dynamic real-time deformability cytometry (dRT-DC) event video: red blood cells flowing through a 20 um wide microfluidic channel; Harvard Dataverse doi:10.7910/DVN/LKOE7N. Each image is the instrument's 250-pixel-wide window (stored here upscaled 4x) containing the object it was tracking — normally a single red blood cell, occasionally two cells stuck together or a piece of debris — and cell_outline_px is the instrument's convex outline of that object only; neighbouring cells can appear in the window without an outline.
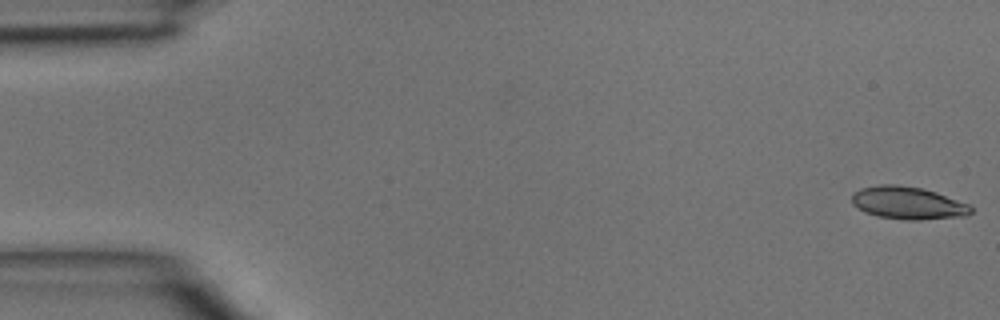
{"species": "common noctule bat (a hibernating species)", "species_latin": "Nyctalus noctula", "temperature_condition": "room temperature", "stored_images_in_passage": 4, "camera_frame_rate_fps": 3000, "um_per_image_px": 0.085, "animal": {"sex": "male", "body_mass_g": 15.6}, "frame": {"image": 1, "passage_image": 1, "time_ms": 0.0, "image_size_px": [1000, 320], "cell_outline_px": [[972, 212], [968, 216], [916, 220], [908, 220], [876, 216], [864, 212], [852, 204], [852, 192], [860, 188], [880, 184], [896, 184], [924, 188], [936, 192], [968, 204], [972, 208]], "centroid_in_image_um": [77.15, 17.25], "position_along_channel_um": 7.9, "area_um2": 22.83}}